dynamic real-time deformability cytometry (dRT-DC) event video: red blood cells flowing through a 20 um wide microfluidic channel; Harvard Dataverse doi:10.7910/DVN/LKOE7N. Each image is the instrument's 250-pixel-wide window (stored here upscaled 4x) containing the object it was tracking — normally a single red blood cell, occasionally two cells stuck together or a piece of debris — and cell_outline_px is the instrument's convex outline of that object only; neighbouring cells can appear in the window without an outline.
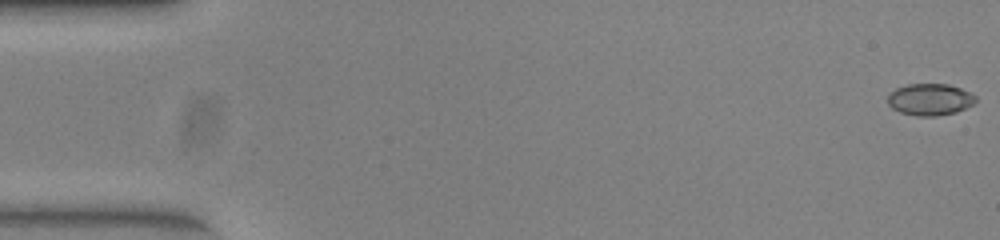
{"species": "common noctule bat (a hibernating species)", "species_latin": "Nyctalus noctula", "temperature_condition": "warm", "stored_images_in_passage": 52, "camera_frame_rate_fps": 3000, "um_per_image_px": 0.085, "animal": {"sex": "female", "body_mass_g": 23.0, "forearm_length_mm": 53.4}, "frame": {"image": 1, "passage_image": 1, "time_ms": 0.0, "image_size_px": [1000, 240], "cell_outline_px": [[976, 100], [972, 104], [956, 112], [936, 116], [916, 116], [900, 112], [892, 108], [888, 104], [888, 92], [896, 88], [908, 84], [948, 84], [972, 92], [976, 96]], "centroid_in_image_um": [79.03, 8.45], "position_along_channel_um": 6.0, "area_um2": 16.36}}
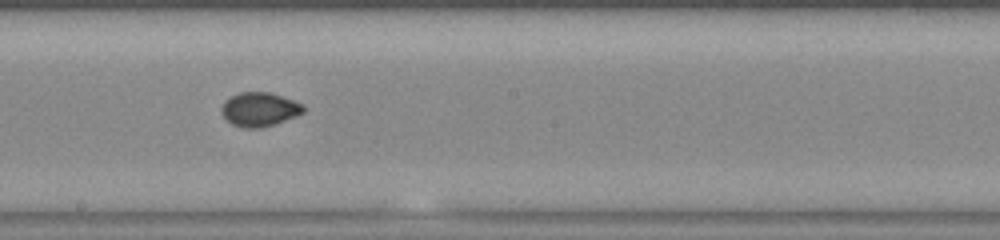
{"frame": {"image": 2, "passage_image": 29, "time_ms": 9.333, "image_size_px": [1000, 240], "cell_outline_px": [[304, 112], [296, 116], [276, 124], [260, 128], [240, 128], [232, 124], [220, 112], [220, 108], [224, 100], [240, 92], [268, 92], [304, 104]], "centroid_in_image_um": [22.04, 9.31], "position_along_channel_um": 226.2, "area_um2": 16.3}}
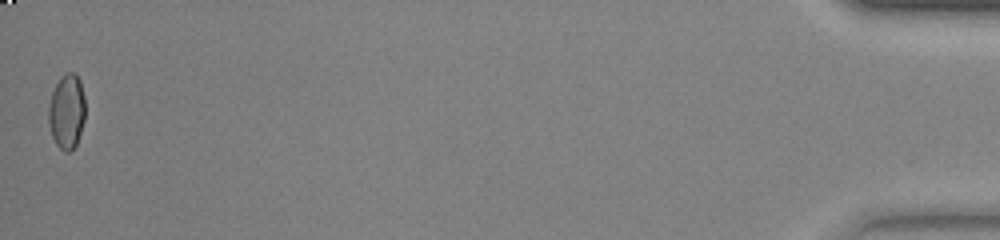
{"frame": {"image": 3, "passage_image": 52, "time_ms": 17.0, "image_size_px": [1000, 240], "cell_outline_px": [[84, 120], [76, 144], [68, 152], [64, 152], [56, 144], [52, 136], [48, 124], [48, 108], [52, 92], [60, 76], [68, 72], [76, 72], [80, 80], [84, 96]], "centroid_in_image_um": [5.66, 9.45], "position_along_channel_um": 429.5, "area_um2": 16.01}}